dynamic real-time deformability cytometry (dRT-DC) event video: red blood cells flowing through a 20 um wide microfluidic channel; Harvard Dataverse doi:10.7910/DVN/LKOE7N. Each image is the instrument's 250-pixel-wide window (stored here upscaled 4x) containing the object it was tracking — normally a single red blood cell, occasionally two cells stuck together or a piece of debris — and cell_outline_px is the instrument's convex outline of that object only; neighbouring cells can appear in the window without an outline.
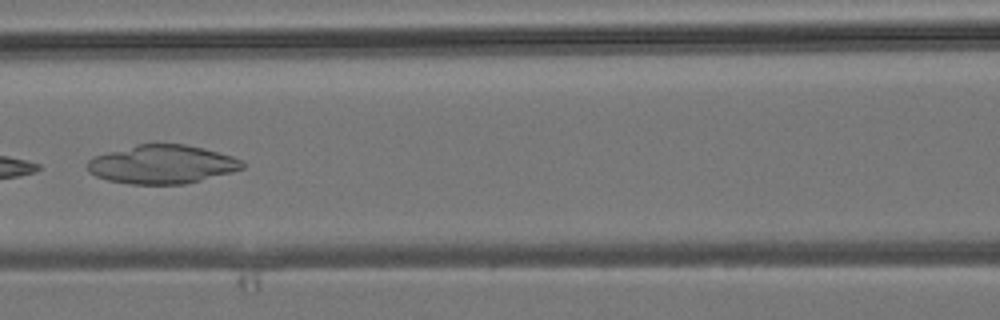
{"species": "common noctule bat (a hibernating species)", "species_latin": "Nyctalus noctula", "temperature_condition": "room temperature", "stored_images_in_passage": 7, "camera_frame_rate_fps": 3000, "um_per_image_px": 0.085, "animal": {"sex": "male", "body_mass_g": 19.2, "forearm_length_mm": 51.8}, "frame": {"image": 1, "passage_image": 6, "time_ms": 6.0, "image_size_px": [1000, 320], "cell_outline_px": [[244, 168], [232, 172], [184, 184], [132, 184], [108, 180], [96, 176], [88, 172], [88, 160], [92, 156], [136, 144], [184, 144], [204, 148], [232, 156], [240, 160], [244, 164]], "centroid_in_image_um": [13.75, 13.96], "position_along_channel_um": 152.8, "area_um2": 34.8}}